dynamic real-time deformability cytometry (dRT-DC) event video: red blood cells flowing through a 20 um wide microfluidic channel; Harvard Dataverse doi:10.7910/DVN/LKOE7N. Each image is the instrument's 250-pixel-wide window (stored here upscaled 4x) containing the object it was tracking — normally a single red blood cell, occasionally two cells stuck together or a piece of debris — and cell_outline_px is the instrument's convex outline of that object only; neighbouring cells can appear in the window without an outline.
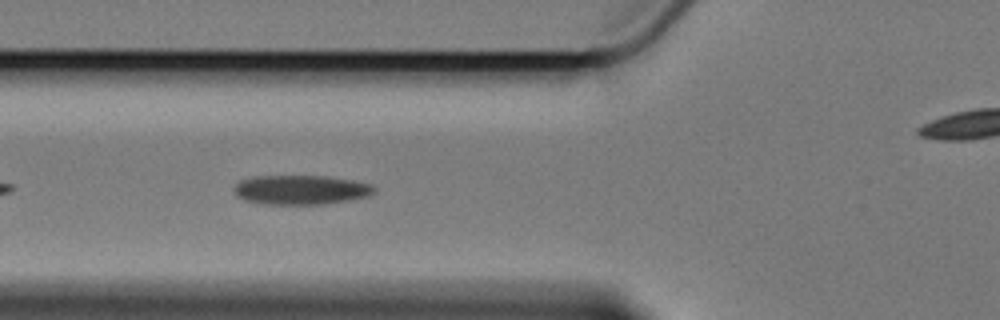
{"species": "Egyptian fruit bat (a non-hibernating species)", "species_latin": "Rousettus aegyptiacus", "temperature_condition": "cold", "stored_images_in_passage": 44, "camera_frame_rate_fps": 3000, "um_per_image_px": 0.085, "animal": {"sex": "female"}, "frame": {"image": 1, "passage_image": 6, "time_ms": 1.667, "image_size_px": [1000, 320], "cell_outline_px": [[376, 192], [368, 196], [328, 204], [264, 204], [244, 200], [236, 196], [232, 188], [240, 180], [252, 176], [324, 176], [352, 180], [372, 184], [376, 188]], "centroid_in_image_um": [25.56, 16.13], "position_along_channel_um": 100.2, "area_um2": 24.22}}
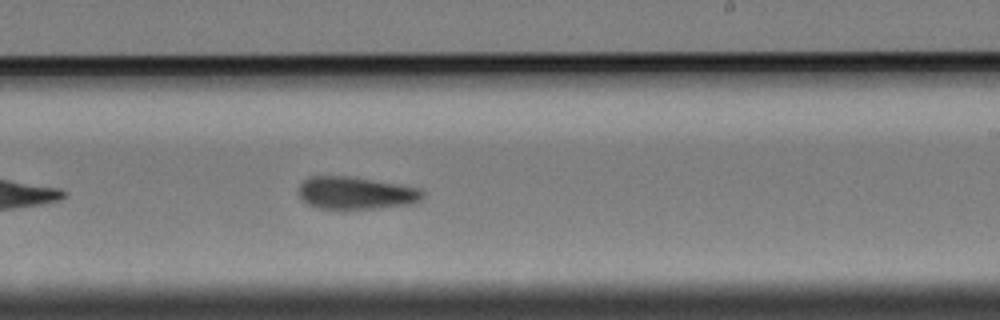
{"frame": {"image": 2, "passage_image": 20, "time_ms": 6.333, "image_size_px": [1000, 320], "cell_outline_px": [[424, 196], [420, 200], [412, 204], [376, 208], [316, 208], [308, 204], [300, 196], [300, 184], [308, 176], [348, 176], [420, 188], [424, 192]], "centroid_in_image_um": [30.26, 16.4], "position_along_channel_um": 258.7, "area_um2": 23.18}}
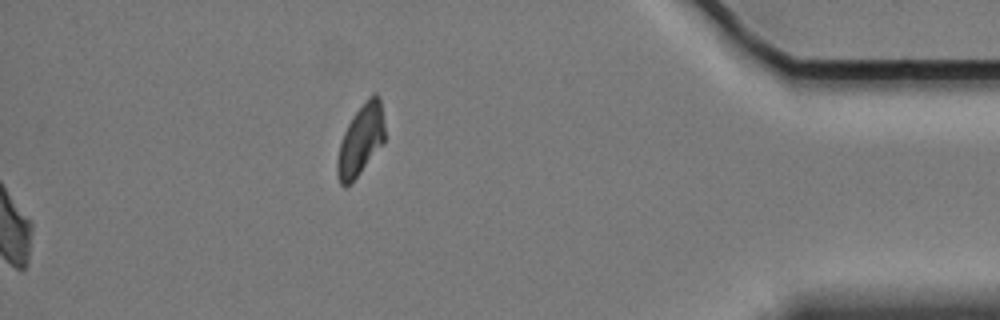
{"frame": {"image": 3, "passage_image": 44, "time_ms": 14.333, "image_size_px": [1000, 320], "cell_outline_px": [[384, 144], [356, 176], [344, 188], [340, 184], [336, 176], [336, 160], [340, 144], [344, 132], [352, 116], [368, 96], [372, 92], [376, 92], [380, 96], [384, 124]], "centroid_in_image_um": [30.66, 11.87], "position_along_channel_um": 404.5, "area_um2": 19.65}, "authors_computed_cell_mechanics": {"area_um2": 23.6691, "velocity_mm_per_s": 3.3899, "shape_relaxation_time_tau1_ms": 11.2635, "shape_relaxation_time_tau2_ms": null, "deformation_change_tau1": 0.1798, "deformation_change_tau2": null}}